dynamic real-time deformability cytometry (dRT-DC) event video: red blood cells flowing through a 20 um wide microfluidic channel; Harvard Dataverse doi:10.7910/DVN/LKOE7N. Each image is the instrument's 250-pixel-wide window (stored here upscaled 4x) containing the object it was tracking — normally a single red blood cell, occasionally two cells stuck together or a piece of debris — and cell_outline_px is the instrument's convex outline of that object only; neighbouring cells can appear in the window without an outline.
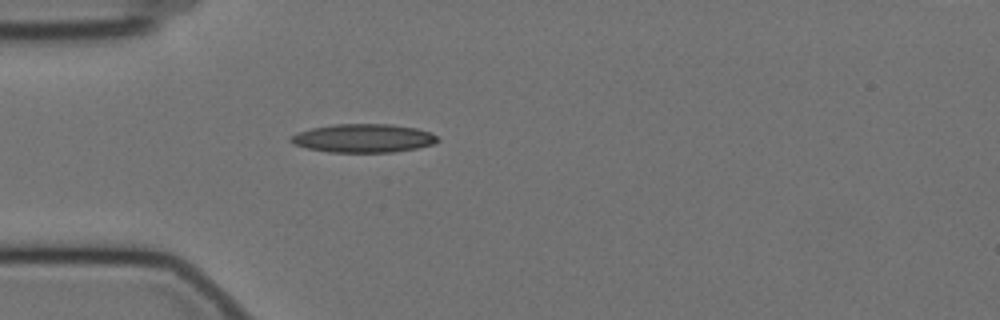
{"species": "Egyptian fruit bat (a non-hibernating species)", "species_latin": "Rousettus aegyptiacus", "temperature_condition": "cold", "stored_images_in_passage": 7, "camera_frame_rate_fps": 3000, "um_per_image_px": 0.085, "animal": {"sex": "female"}, "frame": {"image": 1, "passage_image": 1, "time_ms": 0.0, "image_size_px": [1000, 320], "cell_outline_px": [[440, 140], [432, 144], [416, 148], [392, 152], [328, 152], [308, 148], [296, 144], [288, 140], [292, 136], [300, 132], [312, 128], [332, 124], [388, 124], [416, 128], [428, 132], [436, 136]], "centroid_in_image_um": [30.89, 11.75], "position_along_channel_um": 54.1, "area_um2": 24.04}}
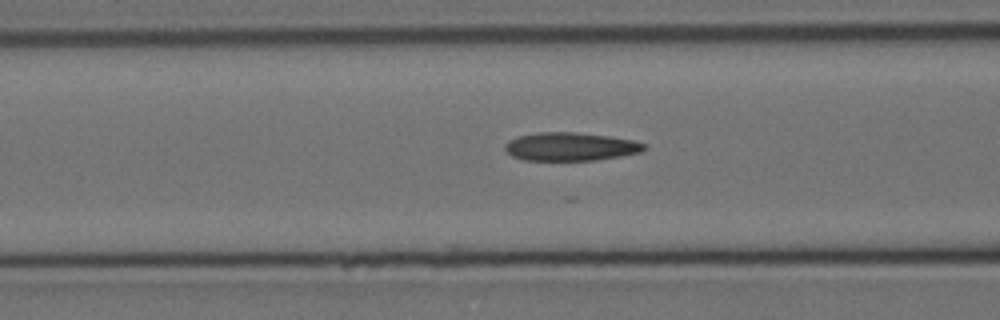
{"frame": {"image": 2, "passage_image": 7, "time_ms": 2.0, "image_size_px": [1000, 320], "cell_outline_px": [[648, 148], [640, 152], [620, 156], [596, 160], [524, 160], [512, 156], [504, 148], [504, 144], [508, 140], [520, 136], [536, 132], [576, 132], [612, 136], [632, 140], [648, 144]], "centroid_in_image_um": [48.52, 12.45], "position_along_channel_um": 118.1, "area_um2": 23.12}}